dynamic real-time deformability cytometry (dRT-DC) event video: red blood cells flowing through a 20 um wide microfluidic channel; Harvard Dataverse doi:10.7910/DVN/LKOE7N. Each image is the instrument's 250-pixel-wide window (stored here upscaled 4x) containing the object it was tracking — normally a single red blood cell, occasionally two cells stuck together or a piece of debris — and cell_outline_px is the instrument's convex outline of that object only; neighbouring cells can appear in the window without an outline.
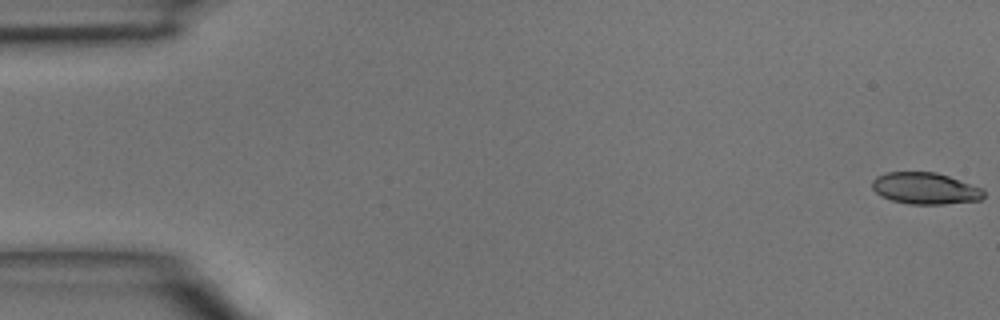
{"species": "common noctule bat (a hibernating species)", "species_latin": "Nyctalus noctula", "temperature_condition": "room temperature", "stored_images_in_passage": 46, "camera_frame_rate_fps": 3000, "um_per_image_px": 0.085, "animal": {"sex": "male", "body_mass_g": 15.6}, "frame": {"image": 1, "passage_image": 1, "time_ms": 0.0, "image_size_px": [1000, 320], "cell_outline_px": [[984, 196], [980, 200], [944, 204], [908, 204], [892, 200], [880, 196], [872, 188], [872, 180], [876, 176], [888, 172], [936, 172], [984, 188]], "centroid_in_image_um": [78.64, 16.01], "position_along_channel_um": 6.4, "area_um2": 20.63}}
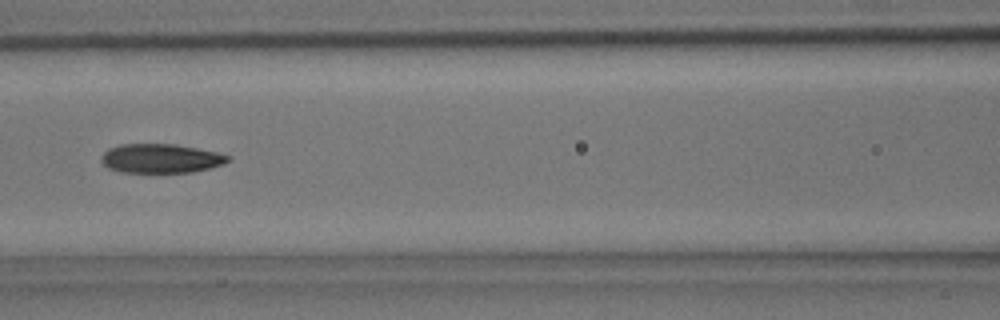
{"frame": {"image": 2, "passage_image": 21, "time_ms": 6.667, "image_size_px": [1000, 320], "cell_outline_px": [[232, 160], [224, 164], [212, 168], [192, 172], [120, 172], [108, 168], [100, 160], [100, 156], [108, 148], [120, 144], [176, 144], [216, 152], [232, 156]], "centroid_in_image_um": [13.69, 13.46], "position_along_channel_um": 152.9, "area_um2": 21.73}}
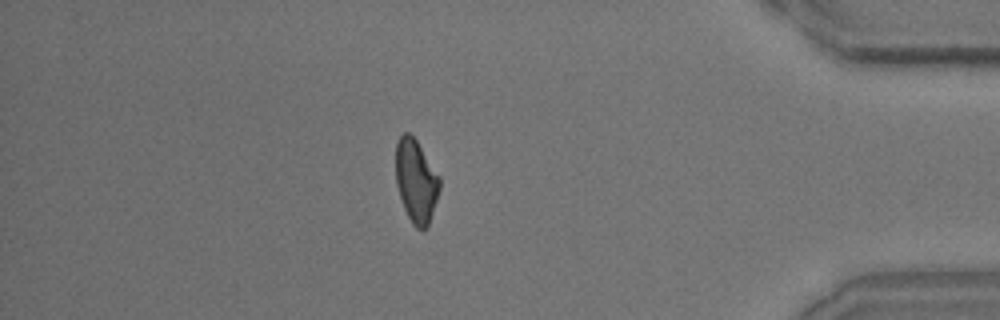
{"frame": {"image": 3, "passage_image": 41, "time_ms": 13.333, "image_size_px": [1000, 320], "cell_outline_px": [[440, 188], [428, 224], [424, 228], [416, 228], [412, 224], [404, 208], [396, 184], [396, 144], [400, 136], [404, 132], [408, 132], [416, 140], [440, 176]], "centroid_in_image_um": [35.36, 15.36], "position_along_channel_um": 399.8, "area_um2": 20.92}}